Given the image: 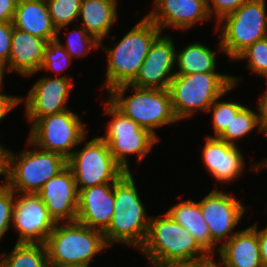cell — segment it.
Wrapping results in <instances>:
<instances>
[{
	"instance_id": "obj_9",
	"label": "cell",
	"mask_w": 267,
	"mask_h": 267,
	"mask_svg": "<svg viewBox=\"0 0 267 267\" xmlns=\"http://www.w3.org/2000/svg\"><path fill=\"white\" fill-rule=\"evenodd\" d=\"M104 106L105 114L112 118L108 121L106 134L100 137L108 145L115 161L126 172H130L127 157L136 154L137 162H142L159 139L125 116L108 99Z\"/></svg>"
},
{
	"instance_id": "obj_18",
	"label": "cell",
	"mask_w": 267,
	"mask_h": 267,
	"mask_svg": "<svg viewBox=\"0 0 267 267\" xmlns=\"http://www.w3.org/2000/svg\"><path fill=\"white\" fill-rule=\"evenodd\" d=\"M205 141L201 155L209 175L220 183H230L240 177L246 163L239 146L211 135Z\"/></svg>"
},
{
	"instance_id": "obj_35",
	"label": "cell",
	"mask_w": 267,
	"mask_h": 267,
	"mask_svg": "<svg viewBox=\"0 0 267 267\" xmlns=\"http://www.w3.org/2000/svg\"><path fill=\"white\" fill-rule=\"evenodd\" d=\"M12 30V22H0V59L6 62L10 55Z\"/></svg>"
},
{
	"instance_id": "obj_33",
	"label": "cell",
	"mask_w": 267,
	"mask_h": 267,
	"mask_svg": "<svg viewBox=\"0 0 267 267\" xmlns=\"http://www.w3.org/2000/svg\"><path fill=\"white\" fill-rule=\"evenodd\" d=\"M14 191L2 181L0 185V240L11 227Z\"/></svg>"
},
{
	"instance_id": "obj_16",
	"label": "cell",
	"mask_w": 267,
	"mask_h": 267,
	"mask_svg": "<svg viewBox=\"0 0 267 267\" xmlns=\"http://www.w3.org/2000/svg\"><path fill=\"white\" fill-rule=\"evenodd\" d=\"M37 194L55 223L77 220L79 192L68 166L48 180Z\"/></svg>"
},
{
	"instance_id": "obj_19",
	"label": "cell",
	"mask_w": 267,
	"mask_h": 267,
	"mask_svg": "<svg viewBox=\"0 0 267 267\" xmlns=\"http://www.w3.org/2000/svg\"><path fill=\"white\" fill-rule=\"evenodd\" d=\"M113 184L91 186L79 191L77 222L104 232L114 214Z\"/></svg>"
},
{
	"instance_id": "obj_45",
	"label": "cell",
	"mask_w": 267,
	"mask_h": 267,
	"mask_svg": "<svg viewBox=\"0 0 267 267\" xmlns=\"http://www.w3.org/2000/svg\"><path fill=\"white\" fill-rule=\"evenodd\" d=\"M47 267H77V266L61 265V264H56V263L48 262Z\"/></svg>"
},
{
	"instance_id": "obj_8",
	"label": "cell",
	"mask_w": 267,
	"mask_h": 267,
	"mask_svg": "<svg viewBox=\"0 0 267 267\" xmlns=\"http://www.w3.org/2000/svg\"><path fill=\"white\" fill-rule=\"evenodd\" d=\"M216 25L217 32L221 29L219 51L235 60L248 46L267 37L266 0L244 2Z\"/></svg>"
},
{
	"instance_id": "obj_13",
	"label": "cell",
	"mask_w": 267,
	"mask_h": 267,
	"mask_svg": "<svg viewBox=\"0 0 267 267\" xmlns=\"http://www.w3.org/2000/svg\"><path fill=\"white\" fill-rule=\"evenodd\" d=\"M199 204L209 227L211 240L217 246L220 245L218 243L224 244V241L227 242L235 234L233 230L246 211V206L240 200L216 188L199 201Z\"/></svg>"
},
{
	"instance_id": "obj_36",
	"label": "cell",
	"mask_w": 267,
	"mask_h": 267,
	"mask_svg": "<svg viewBox=\"0 0 267 267\" xmlns=\"http://www.w3.org/2000/svg\"><path fill=\"white\" fill-rule=\"evenodd\" d=\"M21 101H23L21 96H11L0 92V122L12 109L21 104Z\"/></svg>"
},
{
	"instance_id": "obj_25",
	"label": "cell",
	"mask_w": 267,
	"mask_h": 267,
	"mask_svg": "<svg viewBox=\"0 0 267 267\" xmlns=\"http://www.w3.org/2000/svg\"><path fill=\"white\" fill-rule=\"evenodd\" d=\"M216 52L202 43L188 44L180 52L176 51V74L216 72Z\"/></svg>"
},
{
	"instance_id": "obj_11",
	"label": "cell",
	"mask_w": 267,
	"mask_h": 267,
	"mask_svg": "<svg viewBox=\"0 0 267 267\" xmlns=\"http://www.w3.org/2000/svg\"><path fill=\"white\" fill-rule=\"evenodd\" d=\"M85 127L78 114L66 110L34 122L28 140L42 150L59 153L68 159L74 148L86 140Z\"/></svg>"
},
{
	"instance_id": "obj_14",
	"label": "cell",
	"mask_w": 267,
	"mask_h": 267,
	"mask_svg": "<svg viewBox=\"0 0 267 267\" xmlns=\"http://www.w3.org/2000/svg\"><path fill=\"white\" fill-rule=\"evenodd\" d=\"M72 85L69 76L58 77V73L56 78H39L25 98L26 117L30 124L45 116L69 110L66 105Z\"/></svg>"
},
{
	"instance_id": "obj_28",
	"label": "cell",
	"mask_w": 267,
	"mask_h": 267,
	"mask_svg": "<svg viewBox=\"0 0 267 267\" xmlns=\"http://www.w3.org/2000/svg\"><path fill=\"white\" fill-rule=\"evenodd\" d=\"M57 34L79 19L82 0H45Z\"/></svg>"
},
{
	"instance_id": "obj_23",
	"label": "cell",
	"mask_w": 267,
	"mask_h": 267,
	"mask_svg": "<svg viewBox=\"0 0 267 267\" xmlns=\"http://www.w3.org/2000/svg\"><path fill=\"white\" fill-rule=\"evenodd\" d=\"M117 6V0H82L79 12L82 27L102 42L115 25Z\"/></svg>"
},
{
	"instance_id": "obj_34",
	"label": "cell",
	"mask_w": 267,
	"mask_h": 267,
	"mask_svg": "<svg viewBox=\"0 0 267 267\" xmlns=\"http://www.w3.org/2000/svg\"><path fill=\"white\" fill-rule=\"evenodd\" d=\"M211 1V2H210ZM249 0H207V9L210 17H216V23L224 16L237 10L244 2ZM213 15V16H212Z\"/></svg>"
},
{
	"instance_id": "obj_24",
	"label": "cell",
	"mask_w": 267,
	"mask_h": 267,
	"mask_svg": "<svg viewBox=\"0 0 267 267\" xmlns=\"http://www.w3.org/2000/svg\"><path fill=\"white\" fill-rule=\"evenodd\" d=\"M167 213L181 226L186 228L198 244L211 256L219 250L211 240L209 227L202 216L199 202L186 200L171 207Z\"/></svg>"
},
{
	"instance_id": "obj_44",
	"label": "cell",
	"mask_w": 267,
	"mask_h": 267,
	"mask_svg": "<svg viewBox=\"0 0 267 267\" xmlns=\"http://www.w3.org/2000/svg\"><path fill=\"white\" fill-rule=\"evenodd\" d=\"M264 167H267V158H265L261 163H259V164H254V166L252 165L251 166V169H253V170H255V173L257 172V173H259L260 171V169L261 168H264Z\"/></svg>"
},
{
	"instance_id": "obj_42",
	"label": "cell",
	"mask_w": 267,
	"mask_h": 267,
	"mask_svg": "<svg viewBox=\"0 0 267 267\" xmlns=\"http://www.w3.org/2000/svg\"><path fill=\"white\" fill-rule=\"evenodd\" d=\"M5 153L6 148L0 143V176H5Z\"/></svg>"
},
{
	"instance_id": "obj_10",
	"label": "cell",
	"mask_w": 267,
	"mask_h": 267,
	"mask_svg": "<svg viewBox=\"0 0 267 267\" xmlns=\"http://www.w3.org/2000/svg\"><path fill=\"white\" fill-rule=\"evenodd\" d=\"M78 192L84 188L116 182L126 171L115 161L108 145L96 136L67 159Z\"/></svg>"
},
{
	"instance_id": "obj_26",
	"label": "cell",
	"mask_w": 267,
	"mask_h": 267,
	"mask_svg": "<svg viewBox=\"0 0 267 267\" xmlns=\"http://www.w3.org/2000/svg\"><path fill=\"white\" fill-rule=\"evenodd\" d=\"M15 243L10 253L0 254L3 267H47L49 261L45 244Z\"/></svg>"
},
{
	"instance_id": "obj_37",
	"label": "cell",
	"mask_w": 267,
	"mask_h": 267,
	"mask_svg": "<svg viewBox=\"0 0 267 267\" xmlns=\"http://www.w3.org/2000/svg\"><path fill=\"white\" fill-rule=\"evenodd\" d=\"M18 0H0V22H13Z\"/></svg>"
},
{
	"instance_id": "obj_38",
	"label": "cell",
	"mask_w": 267,
	"mask_h": 267,
	"mask_svg": "<svg viewBox=\"0 0 267 267\" xmlns=\"http://www.w3.org/2000/svg\"><path fill=\"white\" fill-rule=\"evenodd\" d=\"M265 91V94L259 98L260 100L257 103L259 132L263 134H267V89Z\"/></svg>"
},
{
	"instance_id": "obj_41",
	"label": "cell",
	"mask_w": 267,
	"mask_h": 267,
	"mask_svg": "<svg viewBox=\"0 0 267 267\" xmlns=\"http://www.w3.org/2000/svg\"><path fill=\"white\" fill-rule=\"evenodd\" d=\"M7 67V68H6ZM8 71L9 73L11 72L10 71V68H9V65H8V62L6 61H3L0 59V89H2L3 87V76L5 74V72Z\"/></svg>"
},
{
	"instance_id": "obj_4",
	"label": "cell",
	"mask_w": 267,
	"mask_h": 267,
	"mask_svg": "<svg viewBox=\"0 0 267 267\" xmlns=\"http://www.w3.org/2000/svg\"><path fill=\"white\" fill-rule=\"evenodd\" d=\"M129 89L132 95L124 97ZM108 93V100L119 111L158 139L156 128L179 122L174 114L168 89L138 88L131 84H122Z\"/></svg>"
},
{
	"instance_id": "obj_29",
	"label": "cell",
	"mask_w": 267,
	"mask_h": 267,
	"mask_svg": "<svg viewBox=\"0 0 267 267\" xmlns=\"http://www.w3.org/2000/svg\"><path fill=\"white\" fill-rule=\"evenodd\" d=\"M236 85L232 84L220 97H218L207 112H212V124L215 137H218L230 124L234 116L245 106L237 102H224L219 99L226 95Z\"/></svg>"
},
{
	"instance_id": "obj_6",
	"label": "cell",
	"mask_w": 267,
	"mask_h": 267,
	"mask_svg": "<svg viewBox=\"0 0 267 267\" xmlns=\"http://www.w3.org/2000/svg\"><path fill=\"white\" fill-rule=\"evenodd\" d=\"M34 149L19 154L6 149L5 183L17 193L37 194L43 185L67 166V159L59 153L42 150L29 140Z\"/></svg>"
},
{
	"instance_id": "obj_32",
	"label": "cell",
	"mask_w": 267,
	"mask_h": 267,
	"mask_svg": "<svg viewBox=\"0 0 267 267\" xmlns=\"http://www.w3.org/2000/svg\"><path fill=\"white\" fill-rule=\"evenodd\" d=\"M71 56L66 52L63 46L55 39L47 42L44 50V57L40 71L62 72L68 68L71 63Z\"/></svg>"
},
{
	"instance_id": "obj_2",
	"label": "cell",
	"mask_w": 267,
	"mask_h": 267,
	"mask_svg": "<svg viewBox=\"0 0 267 267\" xmlns=\"http://www.w3.org/2000/svg\"><path fill=\"white\" fill-rule=\"evenodd\" d=\"M113 192L114 214L103 232L105 242L109 247L113 243H122L140 249L146 239L151 217L146 216L131 171L125 172L114 182Z\"/></svg>"
},
{
	"instance_id": "obj_5",
	"label": "cell",
	"mask_w": 267,
	"mask_h": 267,
	"mask_svg": "<svg viewBox=\"0 0 267 267\" xmlns=\"http://www.w3.org/2000/svg\"><path fill=\"white\" fill-rule=\"evenodd\" d=\"M240 79L218 72L175 74L168 88L175 116L180 122L196 111L207 112L212 103Z\"/></svg>"
},
{
	"instance_id": "obj_43",
	"label": "cell",
	"mask_w": 267,
	"mask_h": 267,
	"mask_svg": "<svg viewBox=\"0 0 267 267\" xmlns=\"http://www.w3.org/2000/svg\"><path fill=\"white\" fill-rule=\"evenodd\" d=\"M212 257L210 260L203 262L199 267H223L219 262L213 260Z\"/></svg>"
},
{
	"instance_id": "obj_31",
	"label": "cell",
	"mask_w": 267,
	"mask_h": 267,
	"mask_svg": "<svg viewBox=\"0 0 267 267\" xmlns=\"http://www.w3.org/2000/svg\"><path fill=\"white\" fill-rule=\"evenodd\" d=\"M241 59H248L246 67L267 79V37L248 46L235 58V61Z\"/></svg>"
},
{
	"instance_id": "obj_27",
	"label": "cell",
	"mask_w": 267,
	"mask_h": 267,
	"mask_svg": "<svg viewBox=\"0 0 267 267\" xmlns=\"http://www.w3.org/2000/svg\"><path fill=\"white\" fill-rule=\"evenodd\" d=\"M255 127L258 129V133H260L257 112H254L245 105L234 116L230 124L224 129L218 138L235 146L236 140H240V138H244L246 135L248 136Z\"/></svg>"
},
{
	"instance_id": "obj_30",
	"label": "cell",
	"mask_w": 267,
	"mask_h": 267,
	"mask_svg": "<svg viewBox=\"0 0 267 267\" xmlns=\"http://www.w3.org/2000/svg\"><path fill=\"white\" fill-rule=\"evenodd\" d=\"M66 34L68 35L66 45L61 43L59 34H57L56 40L63 46L71 58H74V56L81 58L90 53L92 49H98L100 47V42L91 36L83 27H78L76 30L71 31L70 34L69 32H66Z\"/></svg>"
},
{
	"instance_id": "obj_12",
	"label": "cell",
	"mask_w": 267,
	"mask_h": 267,
	"mask_svg": "<svg viewBox=\"0 0 267 267\" xmlns=\"http://www.w3.org/2000/svg\"><path fill=\"white\" fill-rule=\"evenodd\" d=\"M17 195L14 192L11 222L19 234L17 243L45 244L56 223L49 216L38 194L19 193Z\"/></svg>"
},
{
	"instance_id": "obj_22",
	"label": "cell",
	"mask_w": 267,
	"mask_h": 267,
	"mask_svg": "<svg viewBox=\"0 0 267 267\" xmlns=\"http://www.w3.org/2000/svg\"><path fill=\"white\" fill-rule=\"evenodd\" d=\"M12 23L15 28L47 41L57 36L45 0H18Z\"/></svg>"
},
{
	"instance_id": "obj_17",
	"label": "cell",
	"mask_w": 267,
	"mask_h": 267,
	"mask_svg": "<svg viewBox=\"0 0 267 267\" xmlns=\"http://www.w3.org/2000/svg\"><path fill=\"white\" fill-rule=\"evenodd\" d=\"M154 9L146 16L161 31L164 28L187 30L197 22L210 19L207 0H154Z\"/></svg>"
},
{
	"instance_id": "obj_40",
	"label": "cell",
	"mask_w": 267,
	"mask_h": 267,
	"mask_svg": "<svg viewBox=\"0 0 267 267\" xmlns=\"http://www.w3.org/2000/svg\"><path fill=\"white\" fill-rule=\"evenodd\" d=\"M262 267H267V227L258 230Z\"/></svg>"
},
{
	"instance_id": "obj_15",
	"label": "cell",
	"mask_w": 267,
	"mask_h": 267,
	"mask_svg": "<svg viewBox=\"0 0 267 267\" xmlns=\"http://www.w3.org/2000/svg\"><path fill=\"white\" fill-rule=\"evenodd\" d=\"M163 35V36H162ZM176 47L168 34H161L151 45L139 73L130 83L138 88L168 89L176 72Z\"/></svg>"
},
{
	"instance_id": "obj_39",
	"label": "cell",
	"mask_w": 267,
	"mask_h": 267,
	"mask_svg": "<svg viewBox=\"0 0 267 267\" xmlns=\"http://www.w3.org/2000/svg\"><path fill=\"white\" fill-rule=\"evenodd\" d=\"M151 267H199L202 261H150Z\"/></svg>"
},
{
	"instance_id": "obj_3",
	"label": "cell",
	"mask_w": 267,
	"mask_h": 267,
	"mask_svg": "<svg viewBox=\"0 0 267 267\" xmlns=\"http://www.w3.org/2000/svg\"><path fill=\"white\" fill-rule=\"evenodd\" d=\"M152 217L146 239L139 249L148 261L206 262L212 258L167 212L161 217Z\"/></svg>"
},
{
	"instance_id": "obj_1",
	"label": "cell",
	"mask_w": 267,
	"mask_h": 267,
	"mask_svg": "<svg viewBox=\"0 0 267 267\" xmlns=\"http://www.w3.org/2000/svg\"><path fill=\"white\" fill-rule=\"evenodd\" d=\"M161 29L146 15L133 26L113 48L100 47L107 53L105 84L107 91L112 88L130 84L150 51L153 42L162 34Z\"/></svg>"
},
{
	"instance_id": "obj_21",
	"label": "cell",
	"mask_w": 267,
	"mask_h": 267,
	"mask_svg": "<svg viewBox=\"0 0 267 267\" xmlns=\"http://www.w3.org/2000/svg\"><path fill=\"white\" fill-rule=\"evenodd\" d=\"M258 225L235 234L219 246V263L224 267H262L258 240Z\"/></svg>"
},
{
	"instance_id": "obj_7",
	"label": "cell",
	"mask_w": 267,
	"mask_h": 267,
	"mask_svg": "<svg viewBox=\"0 0 267 267\" xmlns=\"http://www.w3.org/2000/svg\"><path fill=\"white\" fill-rule=\"evenodd\" d=\"M45 245L49 262L77 267H89L95 255L109 247L103 232L77 221L56 223Z\"/></svg>"
},
{
	"instance_id": "obj_20",
	"label": "cell",
	"mask_w": 267,
	"mask_h": 267,
	"mask_svg": "<svg viewBox=\"0 0 267 267\" xmlns=\"http://www.w3.org/2000/svg\"><path fill=\"white\" fill-rule=\"evenodd\" d=\"M47 40L13 26L8 65L11 72L28 77L40 71Z\"/></svg>"
}]
</instances>
